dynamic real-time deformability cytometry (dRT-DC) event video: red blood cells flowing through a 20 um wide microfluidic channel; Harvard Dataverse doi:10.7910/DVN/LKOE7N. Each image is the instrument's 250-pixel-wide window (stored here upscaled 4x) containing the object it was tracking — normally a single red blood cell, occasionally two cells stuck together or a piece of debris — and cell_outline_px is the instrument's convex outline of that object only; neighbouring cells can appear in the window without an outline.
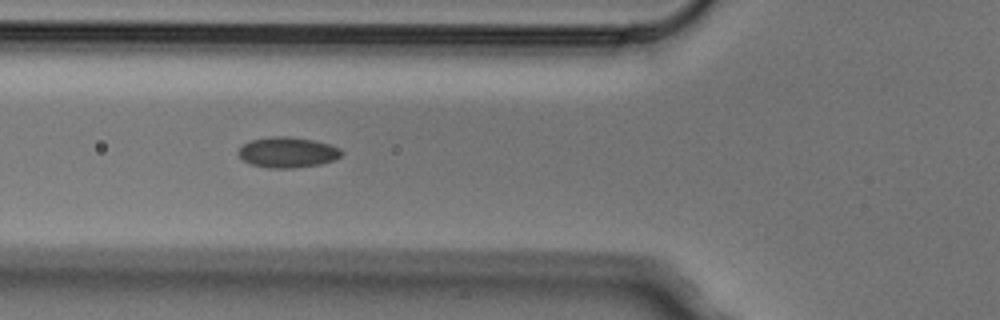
{"species": "Egyptian fruit bat (a non-hibernating species)", "species_latin": "Rousettus aegyptiacus", "temperature_condition": "cold", "stored_images_in_passage": 9, "camera_frame_rate_fps": 3000, "um_per_image_px": 0.085, "animal": {"sex": "male"}, "frame": {"image": 1, "passage_image": 6, "time_ms": 1.667, "image_size_px": [1000, 320], "cell_outline_px": [[344, 152], [340, 156], [332, 160], [320, 164], [292, 168], [268, 168], [248, 164], [236, 152], [248, 140], [272, 136], [288, 136], [312, 140], [328, 144], [340, 148]], "centroid_in_image_um": [24.4, 12.94], "position_along_channel_um": 101.4, "area_um2": 18.38}}
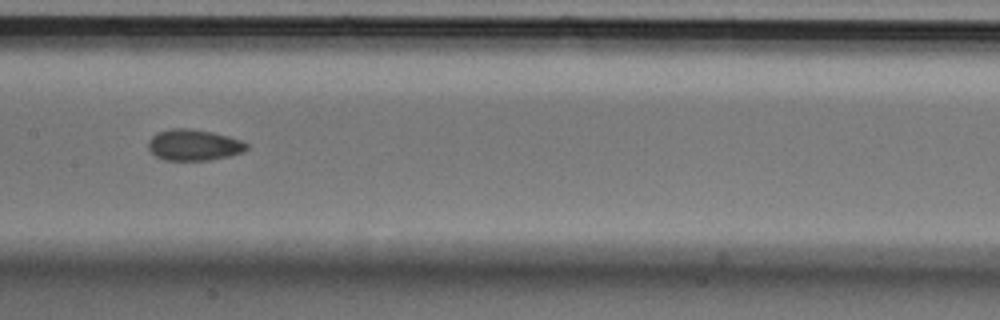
{"frame": {"image": 2, "passage_image": 8, "time_ms": 2.333, "image_size_px": [1000, 320], "cell_outline_px": [[248, 148], [244, 152], [212, 160], [164, 160], [156, 156], [148, 148], [148, 140], [156, 132], [172, 128], [188, 128], [212, 132], [228, 136], [240, 140], [248, 144]], "centroid_in_image_um": [16.46, 12.32], "position_along_channel_um": 190.9, "area_um2": 17.92}}
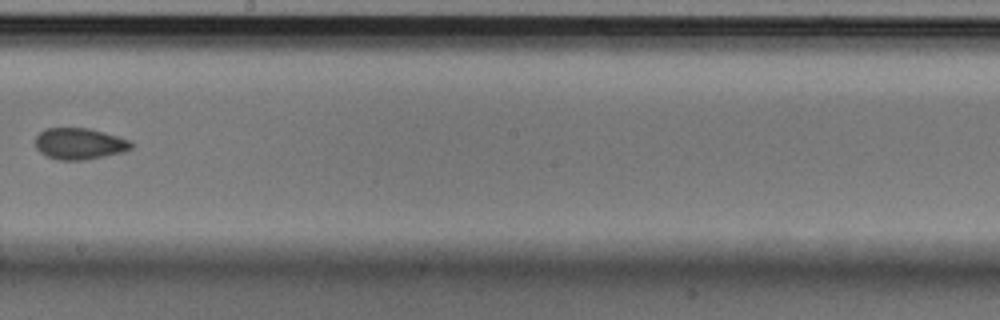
{"frame": {"image": 3, "passage_image": 9, "time_ms": 2.667, "image_size_px": [1000, 320], "cell_outline_px": [[132, 148], [124, 152], [88, 160], [60, 160], [48, 156], [40, 152], [36, 148], [36, 136], [44, 128], [88, 128], [104, 132], [128, 140], [132, 144]], "centroid_in_image_um": [6.75, 12.22], "position_along_channel_um": 241.5, "area_um2": 17.51}}